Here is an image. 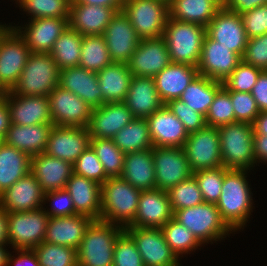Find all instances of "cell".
I'll return each instance as SVG.
<instances>
[{"instance_id": "29", "label": "cell", "mask_w": 267, "mask_h": 266, "mask_svg": "<svg viewBox=\"0 0 267 266\" xmlns=\"http://www.w3.org/2000/svg\"><path fill=\"white\" fill-rule=\"evenodd\" d=\"M59 86L71 91L85 101L92 109L102 105V90L97 73L80 66L60 70Z\"/></svg>"}, {"instance_id": "65", "label": "cell", "mask_w": 267, "mask_h": 266, "mask_svg": "<svg viewBox=\"0 0 267 266\" xmlns=\"http://www.w3.org/2000/svg\"><path fill=\"white\" fill-rule=\"evenodd\" d=\"M8 246L9 245H0V266H7V260L11 251L7 249Z\"/></svg>"}, {"instance_id": "34", "label": "cell", "mask_w": 267, "mask_h": 266, "mask_svg": "<svg viewBox=\"0 0 267 266\" xmlns=\"http://www.w3.org/2000/svg\"><path fill=\"white\" fill-rule=\"evenodd\" d=\"M120 177L137 189H155L156 177L153 161V149L126 153Z\"/></svg>"}, {"instance_id": "62", "label": "cell", "mask_w": 267, "mask_h": 266, "mask_svg": "<svg viewBox=\"0 0 267 266\" xmlns=\"http://www.w3.org/2000/svg\"><path fill=\"white\" fill-rule=\"evenodd\" d=\"M77 1L81 4L111 7L118 12L122 10L125 0H77Z\"/></svg>"}, {"instance_id": "67", "label": "cell", "mask_w": 267, "mask_h": 266, "mask_svg": "<svg viewBox=\"0 0 267 266\" xmlns=\"http://www.w3.org/2000/svg\"><path fill=\"white\" fill-rule=\"evenodd\" d=\"M4 95H5V91L0 86V99H2L4 97Z\"/></svg>"}, {"instance_id": "21", "label": "cell", "mask_w": 267, "mask_h": 266, "mask_svg": "<svg viewBox=\"0 0 267 266\" xmlns=\"http://www.w3.org/2000/svg\"><path fill=\"white\" fill-rule=\"evenodd\" d=\"M173 215L167 191L142 190L135 219L127 227L162 228Z\"/></svg>"}, {"instance_id": "10", "label": "cell", "mask_w": 267, "mask_h": 266, "mask_svg": "<svg viewBox=\"0 0 267 266\" xmlns=\"http://www.w3.org/2000/svg\"><path fill=\"white\" fill-rule=\"evenodd\" d=\"M8 214V248L32 250L45 240L49 216L43 207L27 212Z\"/></svg>"}, {"instance_id": "41", "label": "cell", "mask_w": 267, "mask_h": 266, "mask_svg": "<svg viewBox=\"0 0 267 266\" xmlns=\"http://www.w3.org/2000/svg\"><path fill=\"white\" fill-rule=\"evenodd\" d=\"M112 62L103 35L83 36L80 67L97 73Z\"/></svg>"}, {"instance_id": "37", "label": "cell", "mask_w": 267, "mask_h": 266, "mask_svg": "<svg viewBox=\"0 0 267 266\" xmlns=\"http://www.w3.org/2000/svg\"><path fill=\"white\" fill-rule=\"evenodd\" d=\"M220 8L214 0H171L169 17L206 27Z\"/></svg>"}, {"instance_id": "19", "label": "cell", "mask_w": 267, "mask_h": 266, "mask_svg": "<svg viewBox=\"0 0 267 266\" xmlns=\"http://www.w3.org/2000/svg\"><path fill=\"white\" fill-rule=\"evenodd\" d=\"M170 63L165 39L159 37L141 39L127 65L133 76L154 77Z\"/></svg>"}, {"instance_id": "53", "label": "cell", "mask_w": 267, "mask_h": 266, "mask_svg": "<svg viewBox=\"0 0 267 266\" xmlns=\"http://www.w3.org/2000/svg\"><path fill=\"white\" fill-rule=\"evenodd\" d=\"M229 95L235 113V122L253 124L260 110L252 94L249 92L229 91Z\"/></svg>"}, {"instance_id": "23", "label": "cell", "mask_w": 267, "mask_h": 266, "mask_svg": "<svg viewBox=\"0 0 267 266\" xmlns=\"http://www.w3.org/2000/svg\"><path fill=\"white\" fill-rule=\"evenodd\" d=\"M4 98L11 123L20 126L53 124L48 96H22L6 91Z\"/></svg>"}, {"instance_id": "6", "label": "cell", "mask_w": 267, "mask_h": 266, "mask_svg": "<svg viewBox=\"0 0 267 266\" xmlns=\"http://www.w3.org/2000/svg\"><path fill=\"white\" fill-rule=\"evenodd\" d=\"M206 27L196 23L168 18L163 38L168 47L171 63L198 66Z\"/></svg>"}, {"instance_id": "36", "label": "cell", "mask_w": 267, "mask_h": 266, "mask_svg": "<svg viewBox=\"0 0 267 266\" xmlns=\"http://www.w3.org/2000/svg\"><path fill=\"white\" fill-rule=\"evenodd\" d=\"M31 157L19 149L0 144V195L30 172Z\"/></svg>"}, {"instance_id": "1", "label": "cell", "mask_w": 267, "mask_h": 266, "mask_svg": "<svg viewBox=\"0 0 267 266\" xmlns=\"http://www.w3.org/2000/svg\"><path fill=\"white\" fill-rule=\"evenodd\" d=\"M247 170H227L224 167L222 192L215 204L222 219L237 234L246 228L254 207L253 192ZM248 175V176H247Z\"/></svg>"}, {"instance_id": "48", "label": "cell", "mask_w": 267, "mask_h": 266, "mask_svg": "<svg viewBox=\"0 0 267 266\" xmlns=\"http://www.w3.org/2000/svg\"><path fill=\"white\" fill-rule=\"evenodd\" d=\"M207 126L218 128L235 122V113L229 95V90L224 86L216 93L207 115L205 116Z\"/></svg>"}, {"instance_id": "27", "label": "cell", "mask_w": 267, "mask_h": 266, "mask_svg": "<svg viewBox=\"0 0 267 266\" xmlns=\"http://www.w3.org/2000/svg\"><path fill=\"white\" fill-rule=\"evenodd\" d=\"M30 172L44 192L65 189L73 173L70 162L47 155L45 152L31 156Z\"/></svg>"}, {"instance_id": "17", "label": "cell", "mask_w": 267, "mask_h": 266, "mask_svg": "<svg viewBox=\"0 0 267 266\" xmlns=\"http://www.w3.org/2000/svg\"><path fill=\"white\" fill-rule=\"evenodd\" d=\"M242 61V57L205 35L198 73L215 81H225Z\"/></svg>"}, {"instance_id": "45", "label": "cell", "mask_w": 267, "mask_h": 266, "mask_svg": "<svg viewBox=\"0 0 267 266\" xmlns=\"http://www.w3.org/2000/svg\"><path fill=\"white\" fill-rule=\"evenodd\" d=\"M32 250L39 266H78L75 248L42 242Z\"/></svg>"}, {"instance_id": "5", "label": "cell", "mask_w": 267, "mask_h": 266, "mask_svg": "<svg viewBox=\"0 0 267 266\" xmlns=\"http://www.w3.org/2000/svg\"><path fill=\"white\" fill-rule=\"evenodd\" d=\"M173 218L190 230L203 245L216 244L236 234L222 219L214 203L203 202L174 212Z\"/></svg>"}, {"instance_id": "28", "label": "cell", "mask_w": 267, "mask_h": 266, "mask_svg": "<svg viewBox=\"0 0 267 266\" xmlns=\"http://www.w3.org/2000/svg\"><path fill=\"white\" fill-rule=\"evenodd\" d=\"M92 221L91 217L82 214L49 217L44 242L77 250Z\"/></svg>"}, {"instance_id": "14", "label": "cell", "mask_w": 267, "mask_h": 266, "mask_svg": "<svg viewBox=\"0 0 267 266\" xmlns=\"http://www.w3.org/2000/svg\"><path fill=\"white\" fill-rule=\"evenodd\" d=\"M69 18H37L24 21V25L7 23L24 39L31 53L49 54L54 42L69 26ZM26 23V24H25Z\"/></svg>"}, {"instance_id": "15", "label": "cell", "mask_w": 267, "mask_h": 266, "mask_svg": "<svg viewBox=\"0 0 267 266\" xmlns=\"http://www.w3.org/2000/svg\"><path fill=\"white\" fill-rule=\"evenodd\" d=\"M156 189L168 191L193 175L183 148L153 147Z\"/></svg>"}, {"instance_id": "60", "label": "cell", "mask_w": 267, "mask_h": 266, "mask_svg": "<svg viewBox=\"0 0 267 266\" xmlns=\"http://www.w3.org/2000/svg\"><path fill=\"white\" fill-rule=\"evenodd\" d=\"M255 166L267 164V135L254 134L253 139Z\"/></svg>"}, {"instance_id": "4", "label": "cell", "mask_w": 267, "mask_h": 266, "mask_svg": "<svg viewBox=\"0 0 267 266\" xmlns=\"http://www.w3.org/2000/svg\"><path fill=\"white\" fill-rule=\"evenodd\" d=\"M123 231L117 224L93 220L77 249L78 266H113L115 241Z\"/></svg>"}, {"instance_id": "50", "label": "cell", "mask_w": 267, "mask_h": 266, "mask_svg": "<svg viewBox=\"0 0 267 266\" xmlns=\"http://www.w3.org/2000/svg\"><path fill=\"white\" fill-rule=\"evenodd\" d=\"M73 172L100 185L109 178L91 146L77 158L73 164Z\"/></svg>"}, {"instance_id": "3", "label": "cell", "mask_w": 267, "mask_h": 266, "mask_svg": "<svg viewBox=\"0 0 267 266\" xmlns=\"http://www.w3.org/2000/svg\"><path fill=\"white\" fill-rule=\"evenodd\" d=\"M222 165L227 170L251 171L255 166L253 125L234 122L218 127Z\"/></svg>"}, {"instance_id": "49", "label": "cell", "mask_w": 267, "mask_h": 266, "mask_svg": "<svg viewBox=\"0 0 267 266\" xmlns=\"http://www.w3.org/2000/svg\"><path fill=\"white\" fill-rule=\"evenodd\" d=\"M261 69L241 61L231 75L223 81V86L229 91L251 93Z\"/></svg>"}, {"instance_id": "30", "label": "cell", "mask_w": 267, "mask_h": 266, "mask_svg": "<svg viewBox=\"0 0 267 266\" xmlns=\"http://www.w3.org/2000/svg\"><path fill=\"white\" fill-rule=\"evenodd\" d=\"M124 103L135 118H147L164 105L154 78L147 76H132Z\"/></svg>"}, {"instance_id": "51", "label": "cell", "mask_w": 267, "mask_h": 266, "mask_svg": "<svg viewBox=\"0 0 267 266\" xmlns=\"http://www.w3.org/2000/svg\"><path fill=\"white\" fill-rule=\"evenodd\" d=\"M113 266H144L134 240L125 230L115 241Z\"/></svg>"}, {"instance_id": "61", "label": "cell", "mask_w": 267, "mask_h": 266, "mask_svg": "<svg viewBox=\"0 0 267 266\" xmlns=\"http://www.w3.org/2000/svg\"><path fill=\"white\" fill-rule=\"evenodd\" d=\"M11 119L6 99H0V136L4 138L6 131L10 127Z\"/></svg>"}, {"instance_id": "18", "label": "cell", "mask_w": 267, "mask_h": 266, "mask_svg": "<svg viewBox=\"0 0 267 266\" xmlns=\"http://www.w3.org/2000/svg\"><path fill=\"white\" fill-rule=\"evenodd\" d=\"M90 140L91 136L88 128L53 125L45 153L73 165L77 158L90 146Z\"/></svg>"}, {"instance_id": "2", "label": "cell", "mask_w": 267, "mask_h": 266, "mask_svg": "<svg viewBox=\"0 0 267 266\" xmlns=\"http://www.w3.org/2000/svg\"><path fill=\"white\" fill-rule=\"evenodd\" d=\"M141 192L121 177H109L101 185L100 220L127 227L135 219Z\"/></svg>"}, {"instance_id": "39", "label": "cell", "mask_w": 267, "mask_h": 266, "mask_svg": "<svg viewBox=\"0 0 267 266\" xmlns=\"http://www.w3.org/2000/svg\"><path fill=\"white\" fill-rule=\"evenodd\" d=\"M113 141L125 154L153 149L146 118H134L114 136Z\"/></svg>"}, {"instance_id": "40", "label": "cell", "mask_w": 267, "mask_h": 266, "mask_svg": "<svg viewBox=\"0 0 267 266\" xmlns=\"http://www.w3.org/2000/svg\"><path fill=\"white\" fill-rule=\"evenodd\" d=\"M83 36L69 26L54 42L50 51L60 70L79 66Z\"/></svg>"}, {"instance_id": "57", "label": "cell", "mask_w": 267, "mask_h": 266, "mask_svg": "<svg viewBox=\"0 0 267 266\" xmlns=\"http://www.w3.org/2000/svg\"><path fill=\"white\" fill-rule=\"evenodd\" d=\"M251 94L260 112L267 111V70L261 71Z\"/></svg>"}, {"instance_id": "26", "label": "cell", "mask_w": 267, "mask_h": 266, "mask_svg": "<svg viewBox=\"0 0 267 266\" xmlns=\"http://www.w3.org/2000/svg\"><path fill=\"white\" fill-rule=\"evenodd\" d=\"M116 12L111 7L81 4L77 0H71L69 27L82 36L103 35L105 28Z\"/></svg>"}, {"instance_id": "46", "label": "cell", "mask_w": 267, "mask_h": 266, "mask_svg": "<svg viewBox=\"0 0 267 266\" xmlns=\"http://www.w3.org/2000/svg\"><path fill=\"white\" fill-rule=\"evenodd\" d=\"M173 213L204 202L195 177L192 175L167 191Z\"/></svg>"}, {"instance_id": "56", "label": "cell", "mask_w": 267, "mask_h": 266, "mask_svg": "<svg viewBox=\"0 0 267 266\" xmlns=\"http://www.w3.org/2000/svg\"><path fill=\"white\" fill-rule=\"evenodd\" d=\"M247 38L267 33V4L241 14Z\"/></svg>"}, {"instance_id": "47", "label": "cell", "mask_w": 267, "mask_h": 266, "mask_svg": "<svg viewBox=\"0 0 267 266\" xmlns=\"http://www.w3.org/2000/svg\"><path fill=\"white\" fill-rule=\"evenodd\" d=\"M204 202L216 204L222 192L224 167L204 169L193 173Z\"/></svg>"}, {"instance_id": "11", "label": "cell", "mask_w": 267, "mask_h": 266, "mask_svg": "<svg viewBox=\"0 0 267 266\" xmlns=\"http://www.w3.org/2000/svg\"><path fill=\"white\" fill-rule=\"evenodd\" d=\"M183 150L193 173L223 166L218 128L206 125L190 133Z\"/></svg>"}, {"instance_id": "63", "label": "cell", "mask_w": 267, "mask_h": 266, "mask_svg": "<svg viewBox=\"0 0 267 266\" xmlns=\"http://www.w3.org/2000/svg\"><path fill=\"white\" fill-rule=\"evenodd\" d=\"M252 125L254 134L267 135V111L260 112Z\"/></svg>"}, {"instance_id": "54", "label": "cell", "mask_w": 267, "mask_h": 266, "mask_svg": "<svg viewBox=\"0 0 267 266\" xmlns=\"http://www.w3.org/2000/svg\"><path fill=\"white\" fill-rule=\"evenodd\" d=\"M184 124L188 134L197 132L206 126L205 116L193 110L179 99H172L165 104Z\"/></svg>"}, {"instance_id": "68", "label": "cell", "mask_w": 267, "mask_h": 266, "mask_svg": "<svg viewBox=\"0 0 267 266\" xmlns=\"http://www.w3.org/2000/svg\"><path fill=\"white\" fill-rule=\"evenodd\" d=\"M3 142V138L0 136V144Z\"/></svg>"}, {"instance_id": "25", "label": "cell", "mask_w": 267, "mask_h": 266, "mask_svg": "<svg viewBox=\"0 0 267 266\" xmlns=\"http://www.w3.org/2000/svg\"><path fill=\"white\" fill-rule=\"evenodd\" d=\"M135 117L124 102L104 103L91 111L89 132L91 137L113 139Z\"/></svg>"}, {"instance_id": "31", "label": "cell", "mask_w": 267, "mask_h": 266, "mask_svg": "<svg viewBox=\"0 0 267 266\" xmlns=\"http://www.w3.org/2000/svg\"><path fill=\"white\" fill-rule=\"evenodd\" d=\"M65 190L72 197L75 211L93 220L101 219V185L81 175L72 173Z\"/></svg>"}, {"instance_id": "59", "label": "cell", "mask_w": 267, "mask_h": 266, "mask_svg": "<svg viewBox=\"0 0 267 266\" xmlns=\"http://www.w3.org/2000/svg\"><path fill=\"white\" fill-rule=\"evenodd\" d=\"M265 4H267V0H226L224 7L241 15Z\"/></svg>"}, {"instance_id": "9", "label": "cell", "mask_w": 267, "mask_h": 266, "mask_svg": "<svg viewBox=\"0 0 267 266\" xmlns=\"http://www.w3.org/2000/svg\"><path fill=\"white\" fill-rule=\"evenodd\" d=\"M123 13L140 39L163 37L169 18V3L164 0H125Z\"/></svg>"}, {"instance_id": "64", "label": "cell", "mask_w": 267, "mask_h": 266, "mask_svg": "<svg viewBox=\"0 0 267 266\" xmlns=\"http://www.w3.org/2000/svg\"><path fill=\"white\" fill-rule=\"evenodd\" d=\"M0 245H8V214L0 207Z\"/></svg>"}, {"instance_id": "66", "label": "cell", "mask_w": 267, "mask_h": 266, "mask_svg": "<svg viewBox=\"0 0 267 266\" xmlns=\"http://www.w3.org/2000/svg\"><path fill=\"white\" fill-rule=\"evenodd\" d=\"M220 7H224L226 4V0H214Z\"/></svg>"}, {"instance_id": "58", "label": "cell", "mask_w": 267, "mask_h": 266, "mask_svg": "<svg viewBox=\"0 0 267 266\" xmlns=\"http://www.w3.org/2000/svg\"><path fill=\"white\" fill-rule=\"evenodd\" d=\"M12 252L9 254L7 266H39L33 250H14Z\"/></svg>"}, {"instance_id": "7", "label": "cell", "mask_w": 267, "mask_h": 266, "mask_svg": "<svg viewBox=\"0 0 267 266\" xmlns=\"http://www.w3.org/2000/svg\"><path fill=\"white\" fill-rule=\"evenodd\" d=\"M59 82L60 68L53 57L50 54L31 53L10 92L22 96H48Z\"/></svg>"}, {"instance_id": "43", "label": "cell", "mask_w": 267, "mask_h": 266, "mask_svg": "<svg viewBox=\"0 0 267 266\" xmlns=\"http://www.w3.org/2000/svg\"><path fill=\"white\" fill-rule=\"evenodd\" d=\"M16 7L29 16L37 18H69L71 0H12Z\"/></svg>"}, {"instance_id": "52", "label": "cell", "mask_w": 267, "mask_h": 266, "mask_svg": "<svg viewBox=\"0 0 267 266\" xmlns=\"http://www.w3.org/2000/svg\"><path fill=\"white\" fill-rule=\"evenodd\" d=\"M44 211L49 217H64L78 214L70 194L65 190H54L44 193ZM48 207V208H47Z\"/></svg>"}, {"instance_id": "16", "label": "cell", "mask_w": 267, "mask_h": 266, "mask_svg": "<svg viewBox=\"0 0 267 266\" xmlns=\"http://www.w3.org/2000/svg\"><path fill=\"white\" fill-rule=\"evenodd\" d=\"M206 35L241 57L248 42L241 15L225 7L206 26Z\"/></svg>"}, {"instance_id": "22", "label": "cell", "mask_w": 267, "mask_h": 266, "mask_svg": "<svg viewBox=\"0 0 267 266\" xmlns=\"http://www.w3.org/2000/svg\"><path fill=\"white\" fill-rule=\"evenodd\" d=\"M44 193L29 172L0 195V207L7 213L37 210L44 206Z\"/></svg>"}, {"instance_id": "8", "label": "cell", "mask_w": 267, "mask_h": 266, "mask_svg": "<svg viewBox=\"0 0 267 266\" xmlns=\"http://www.w3.org/2000/svg\"><path fill=\"white\" fill-rule=\"evenodd\" d=\"M30 49L24 39L5 22L0 23V86L11 91L27 62Z\"/></svg>"}, {"instance_id": "32", "label": "cell", "mask_w": 267, "mask_h": 266, "mask_svg": "<svg viewBox=\"0 0 267 266\" xmlns=\"http://www.w3.org/2000/svg\"><path fill=\"white\" fill-rule=\"evenodd\" d=\"M54 124L16 125L11 123L3 142L30 157L45 152L49 134Z\"/></svg>"}, {"instance_id": "24", "label": "cell", "mask_w": 267, "mask_h": 266, "mask_svg": "<svg viewBox=\"0 0 267 266\" xmlns=\"http://www.w3.org/2000/svg\"><path fill=\"white\" fill-rule=\"evenodd\" d=\"M146 120L153 147L183 148L189 134L184 124L165 104Z\"/></svg>"}, {"instance_id": "12", "label": "cell", "mask_w": 267, "mask_h": 266, "mask_svg": "<svg viewBox=\"0 0 267 266\" xmlns=\"http://www.w3.org/2000/svg\"><path fill=\"white\" fill-rule=\"evenodd\" d=\"M124 230L134 240L144 266H183L167 244L161 228L125 227Z\"/></svg>"}, {"instance_id": "38", "label": "cell", "mask_w": 267, "mask_h": 266, "mask_svg": "<svg viewBox=\"0 0 267 266\" xmlns=\"http://www.w3.org/2000/svg\"><path fill=\"white\" fill-rule=\"evenodd\" d=\"M222 87V82L198 74L181 94L179 100L206 116L216 93Z\"/></svg>"}, {"instance_id": "33", "label": "cell", "mask_w": 267, "mask_h": 266, "mask_svg": "<svg viewBox=\"0 0 267 266\" xmlns=\"http://www.w3.org/2000/svg\"><path fill=\"white\" fill-rule=\"evenodd\" d=\"M198 74L196 66L170 63L153 77L162 102L166 104L172 99H179L187 86Z\"/></svg>"}, {"instance_id": "35", "label": "cell", "mask_w": 267, "mask_h": 266, "mask_svg": "<svg viewBox=\"0 0 267 266\" xmlns=\"http://www.w3.org/2000/svg\"><path fill=\"white\" fill-rule=\"evenodd\" d=\"M97 76L102 90V104L125 101L133 76L127 63L112 62L97 72Z\"/></svg>"}, {"instance_id": "20", "label": "cell", "mask_w": 267, "mask_h": 266, "mask_svg": "<svg viewBox=\"0 0 267 266\" xmlns=\"http://www.w3.org/2000/svg\"><path fill=\"white\" fill-rule=\"evenodd\" d=\"M103 36L111 60L122 63L129 61L141 40L122 10L112 17Z\"/></svg>"}, {"instance_id": "13", "label": "cell", "mask_w": 267, "mask_h": 266, "mask_svg": "<svg viewBox=\"0 0 267 266\" xmlns=\"http://www.w3.org/2000/svg\"><path fill=\"white\" fill-rule=\"evenodd\" d=\"M48 100L54 125L89 127L92 108L79 96L58 85L50 92Z\"/></svg>"}, {"instance_id": "55", "label": "cell", "mask_w": 267, "mask_h": 266, "mask_svg": "<svg viewBox=\"0 0 267 266\" xmlns=\"http://www.w3.org/2000/svg\"><path fill=\"white\" fill-rule=\"evenodd\" d=\"M242 61L262 71L267 70V33L248 39Z\"/></svg>"}, {"instance_id": "42", "label": "cell", "mask_w": 267, "mask_h": 266, "mask_svg": "<svg viewBox=\"0 0 267 266\" xmlns=\"http://www.w3.org/2000/svg\"><path fill=\"white\" fill-rule=\"evenodd\" d=\"M161 230L167 244L180 260L197 249H202L203 245L196 239L193 233L174 218L168 221Z\"/></svg>"}, {"instance_id": "44", "label": "cell", "mask_w": 267, "mask_h": 266, "mask_svg": "<svg viewBox=\"0 0 267 266\" xmlns=\"http://www.w3.org/2000/svg\"><path fill=\"white\" fill-rule=\"evenodd\" d=\"M90 146L95 151L106 175L120 177L125 153L115 145L113 139L91 137Z\"/></svg>"}]
</instances>
